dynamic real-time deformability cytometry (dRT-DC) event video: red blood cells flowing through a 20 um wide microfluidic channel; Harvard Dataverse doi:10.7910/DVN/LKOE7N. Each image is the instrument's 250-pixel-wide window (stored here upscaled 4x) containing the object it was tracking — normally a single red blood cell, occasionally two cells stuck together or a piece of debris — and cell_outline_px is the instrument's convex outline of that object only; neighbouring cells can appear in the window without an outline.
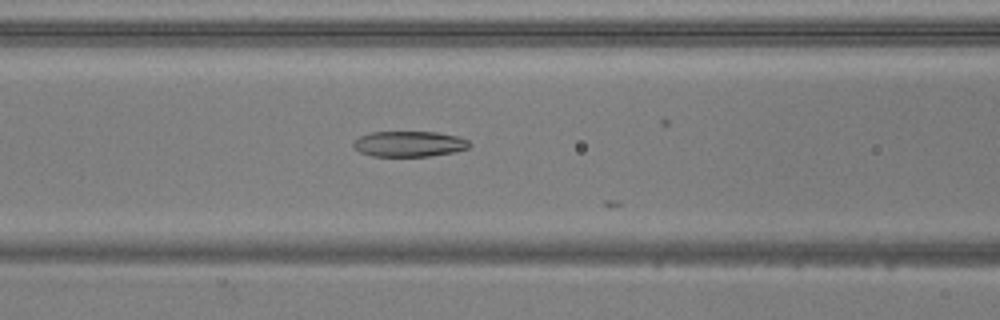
{"species": "common noctule bat (a hibernating species)", "species_latin": "Nyctalus noctula", "temperature_condition": "warm", "stored_images_in_passage": 22, "camera_frame_rate_fps": 3000, "um_per_image_px": 0.085, "animal": {"sex": "male", "body_mass_g": 20.5, "forearm_length_mm": 52.5}, "frame": {"image": 1, "passage_image": 21, "time_ms": 6.667, "image_size_px": [1000, 320], "cell_outline_px": [[472, 144], [468, 148], [456, 152], [428, 156], [372, 156], [360, 152], [352, 144], [360, 136], [368, 132], [436, 132], [456, 136], [468, 140]], "centroid_in_image_um": [34.8, 12.23], "position_along_channel_um": 131.8, "area_um2": 17.28}}